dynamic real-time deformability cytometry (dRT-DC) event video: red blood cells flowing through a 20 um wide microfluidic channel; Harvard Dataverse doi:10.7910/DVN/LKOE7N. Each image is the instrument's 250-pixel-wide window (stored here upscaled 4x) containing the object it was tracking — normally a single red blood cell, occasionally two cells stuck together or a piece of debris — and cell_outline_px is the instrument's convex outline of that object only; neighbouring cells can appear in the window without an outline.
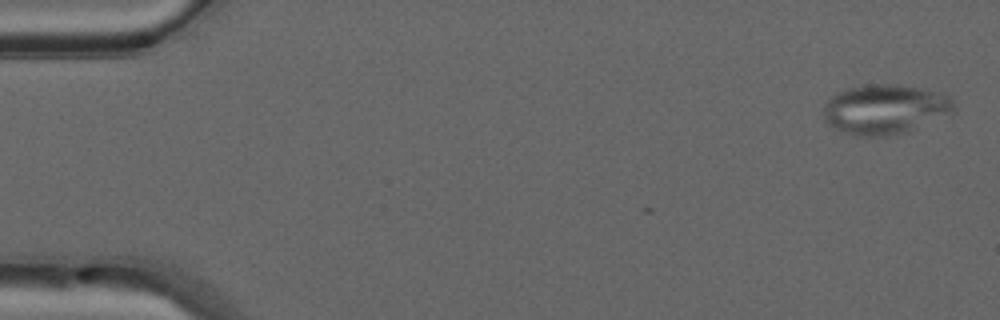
{"species": "common noctule bat (a hibernating species)", "species_latin": "Nyctalus noctula", "temperature_condition": "warm", "stored_images_in_passage": 2, "camera_frame_rate_fps": 3000, "um_per_image_px": 0.085, "animal": {"sex": "male", "forearm_length_mm": 52.5}, "frame": {"image": 1, "passage_image": 2, "time_ms": 0.333, "image_size_px": [1000, 320], "cell_outline_px": [[956, 112], [908, 132], [888, 136], [852, 136], [828, 124], [824, 120], [824, 104], [836, 92], [848, 88], [868, 84], [900, 84], [940, 92], [948, 96], [956, 104]], "centroid_in_image_um": [75.26, 9.29], "position_along_channel_um": 9.7, "area_um2": 38.32}}